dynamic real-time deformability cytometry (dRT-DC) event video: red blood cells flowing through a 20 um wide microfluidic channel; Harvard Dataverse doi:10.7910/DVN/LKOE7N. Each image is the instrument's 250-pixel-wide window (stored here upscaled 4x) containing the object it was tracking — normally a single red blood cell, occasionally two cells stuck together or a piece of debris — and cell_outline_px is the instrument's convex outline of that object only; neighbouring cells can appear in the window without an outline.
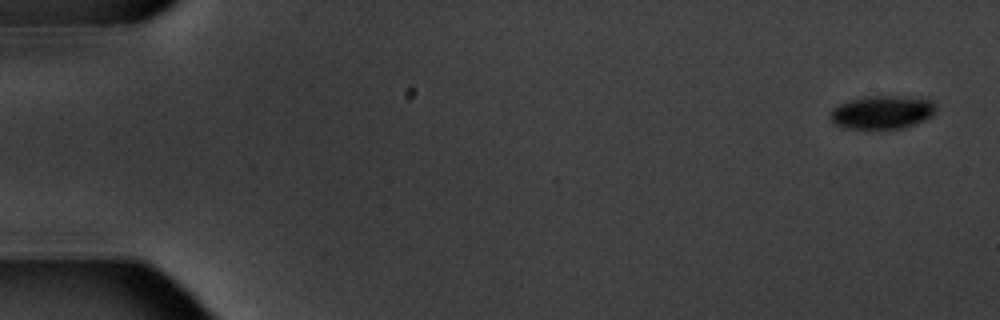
{"species": "common noctule bat (a hibernating species)", "species_latin": "Nyctalus noctula", "temperature_condition": "warm", "stored_images_in_passage": 7, "camera_frame_rate_fps": 3000, "um_per_image_px": 0.085, "animal": {"sex": "male", "body_mass_g": 20.1, "forearm_length_mm": 53.5}, "frame": {"image": 1, "passage_image": 1, "time_ms": 0.0, "image_size_px": [1000, 320], "cell_outline_px": [[936, 108], [932, 116], [924, 120], [904, 128], [844, 128], [836, 124], [828, 116], [828, 112], [832, 108], [848, 100], [864, 96], [920, 96], [932, 100], [936, 104]], "centroid_in_image_um": [75.0, 9.51], "position_along_channel_um": 10.0, "area_um2": 20.87}}
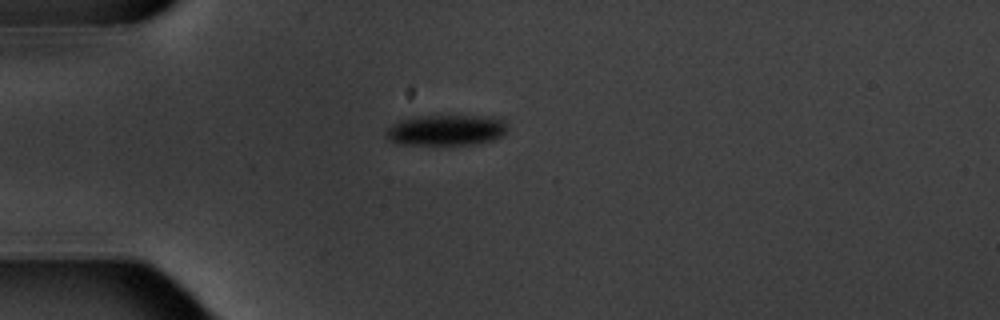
{"frame": {"image": 2, "passage_image": 5, "time_ms": 4.667, "image_size_px": [1000, 320], "cell_outline_px": [[508, 128], [500, 136], [492, 140], [476, 144], [396, 144], [388, 140], [384, 132], [392, 124], [400, 120], [416, 116], [496, 116], [504, 120], [508, 124]], "centroid_in_image_um": [37.92, 11.05], "position_along_channel_um": 47.1, "area_um2": 21.91}}
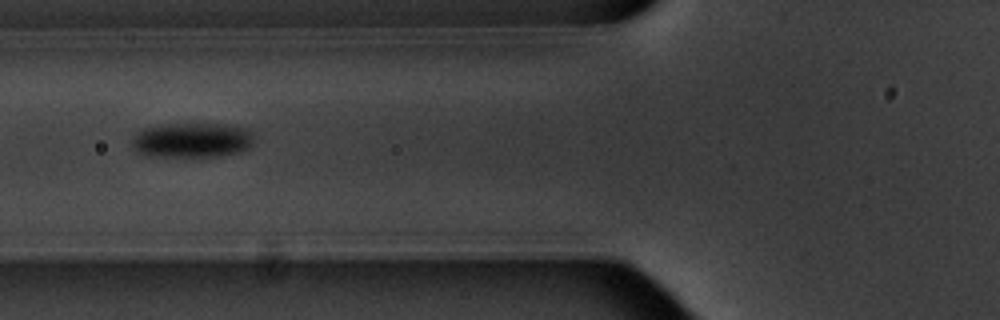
{"frame": {"image": 3, "passage_image": 7, "time_ms": 7.0, "image_size_px": [1000, 320], "cell_outline_px": [[252, 144], [248, 148], [240, 152], [220, 156], [196, 160], [152, 156], [140, 152], [132, 144], [132, 140], [144, 128], [168, 124], [232, 124], [248, 128], [252, 132]], "centroid_in_image_um": [16.4, 11.96], "position_along_channel_um": 109.4, "area_um2": 25.55}}